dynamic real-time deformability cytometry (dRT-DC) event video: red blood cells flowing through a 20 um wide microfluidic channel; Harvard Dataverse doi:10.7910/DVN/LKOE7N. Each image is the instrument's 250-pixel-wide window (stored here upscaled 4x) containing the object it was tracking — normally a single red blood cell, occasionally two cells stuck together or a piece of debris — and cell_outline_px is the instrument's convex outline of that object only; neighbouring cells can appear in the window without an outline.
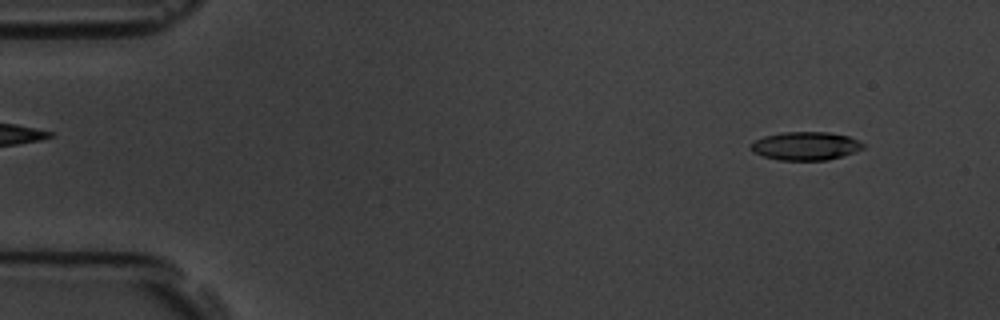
{"species": "common noctule bat (a hibernating species)", "species_latin": "Nyctalus noctula", "temperature_condition": "room temperature", "stored_images_in_passage": 4, "camera_frame_rate_fps": 3000, "um_per_image_px": 0.085, "animal": {"sex": "male", "body_mass_g": 19.5, "forearm_length_mm": 54.6}, "frame": {"image": 1, "passage_image": 1, "time_ms": 0.0, "image_size_px": [1000, 320], "cell_outline_px": [[864, 148], [828, 160], [780, 160], [764, 156], [752, 152], [748, 148], [756, 140], [764, 136], [784, 132], [828, 132], [848, 136], [860, 140], [864, 144]], "centroid_in_image_um": [68.47, 12.4], "position_along_channel_um": 16.5, "area_um2": 18.44}}